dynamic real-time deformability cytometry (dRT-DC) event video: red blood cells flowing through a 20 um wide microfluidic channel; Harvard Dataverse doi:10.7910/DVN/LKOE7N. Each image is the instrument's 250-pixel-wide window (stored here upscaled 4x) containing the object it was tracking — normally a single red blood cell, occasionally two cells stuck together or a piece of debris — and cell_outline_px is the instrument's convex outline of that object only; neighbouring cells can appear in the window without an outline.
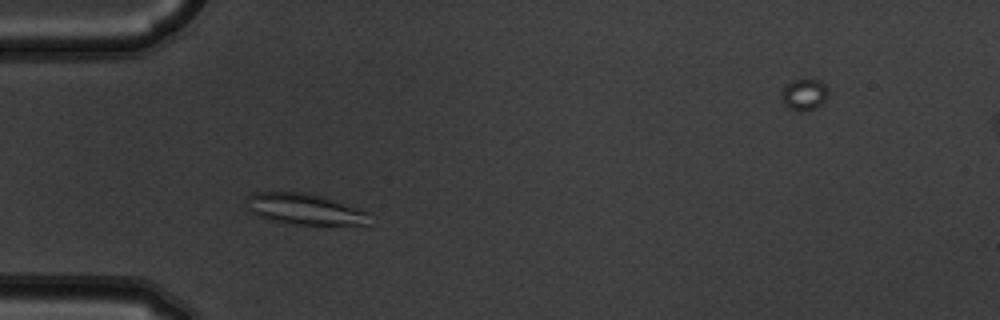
{"species": "common noctule bat (a hibernating species)", "species_latin": "Nyctalus noctula", "temperature_condition": "warm", "stored_images_in_passage": 3, "camera_frame_rate_fps": 3000, "um_per_image_px": 0.085, "animal": {"sex": "male", "body_mass_g": 19.5, "forearm_length_mm": 54.6}, "frame": {"image": 1, "passage_image": 2, "time_ms": 0.333, "image_size_px": [1000, 320], "cell_outline_px": [[372, 224], [296, 224], [268, 220], [256, 216], [244, 208], [244, 196], [248, 192], [304, 192], [324, 196], [372, 212]], "centroid_in_image_um": [25.85, 17.75], "position_along_channel_um": 59.2, "area_um2": 23.12}}